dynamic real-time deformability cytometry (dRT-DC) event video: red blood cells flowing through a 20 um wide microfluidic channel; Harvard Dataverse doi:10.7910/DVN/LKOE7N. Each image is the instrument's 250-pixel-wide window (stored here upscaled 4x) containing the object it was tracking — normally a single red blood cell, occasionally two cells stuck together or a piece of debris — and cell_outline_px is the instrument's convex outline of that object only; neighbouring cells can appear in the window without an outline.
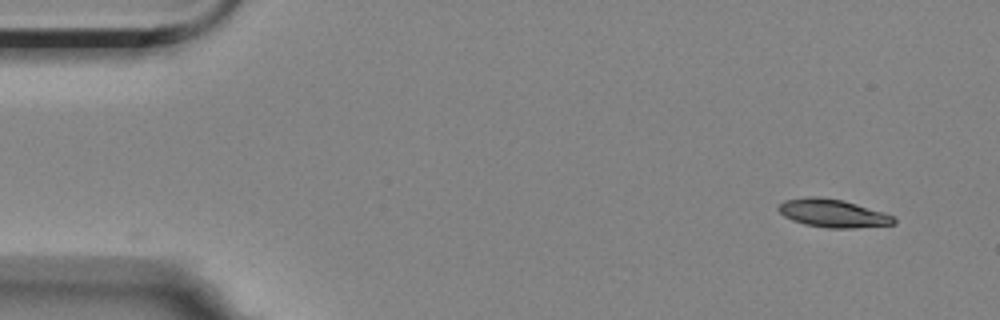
{"species": "Egyptian fruit bat (a non-hibernating species)", "species_latin": "Rousettus aegyptiacus", "temperature_condition": "room temperature", "stored_images_in_passage": 4, "camera_frame_rate_fps": 3000, "um_per_image_px": 0.085, "animal": {"sex": "female"}, "frame": {"image": 1, "passage_image": 1, "time_ms": 0.0, "image_size_px": [1000, 320], "cell_outline_px": [[896, 224], [852, 228], [828, 228], [804, 224], [792, 220], [784, 216], [776, 208], [784, 200], [808, 196], [816, 196], [844, 200], [884, 212], [896, 216]], "centroid_in_image_um": [70.81, 18.12], "position_along_channel_um": 14.2, "area_um2": 19.07}}